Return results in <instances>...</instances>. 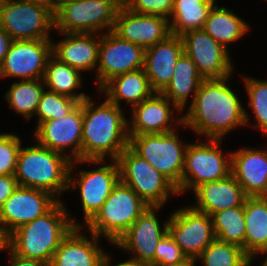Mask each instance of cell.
Wrapping results in <instances>:
<instances>
[{"label": "cell", "instance_id": "cell-19", "mask_svg": "<svg viewBox=\"0 0 267 266\" xmlns=\"http://www.w3.org/2000/svg\"><path fill=\"white\" fill-rule=\"evenodd\" d=\"M160 208L149 206L113 245L135 254L136 256L132 258L154 266L156 247L161 238L168 233V220L161 231L155 215L156 209Z\"/></svg>", "mask_w": 267, "mask_h": 266}, {"label": "cell", "instance_id": "cell-11", "mask_svg": "<svg viewBox=\"0 0 267 266\" xmlns=\"http://www.w3.org/2000/svg\"><path fill=\"white\" fill-rule=\"evenodd\" d=\"M104 160H76L72 161L69 172V189L79 188L82 208L84 210L85 223L87 224L100 210L103 203L111 194L113 188L120 181V170L117 160H112V164L102 166ZM90 162L101 164V167L83 171L79 170L78 182L71 176L75 163Z\"/></svg>", "mask_w": 267, "mask_h": 266}, {"label": "cell", "instance_id": "cell-17", "mask_svg": "<svg viewBox=\"0 0 267 266\" xmlns=\"http://www.w3.org/2000/svg\"><path fill=\"white\" fill-rule=\"evenodd\" d=\"M82 128L83 101L66 116L40 123L36 127L35 137L38 144L61 154L71 148L69 158L76 161L81 159Z\"/></svg>", "mask_w": 267, "mask_h": 266}, {"label": "cell", "instance_id": "cell-28", "mask_svg": "<svg viewBox=\"0 0 267 266\" xmlns=\"http://www.w3.org/2000/svg\"><path fill=\"white\" fill-rule=\"evenodd\" d=\"M203 80L194 62L187 54L183 53L175 65L170 83L161 93L182 111L187 105L191 92H194L192 102L194 101L199 85Z\"/></svg>", "mask_w": 267, "mask_h": 266}, {"label": "cell", "instance_id": "cell-9", "mask_svg": "<svg viewBox=\"0 0 267 266\" xmlns=\"http://www.w3.org/2000/svg\"><path fill=\"white\" fill-rule=\"evenodd\" d=\"M0 27L13 40H52L54 10L48 5L20 0H1Z\"/></svg>", "mask_w": 267, "mask_h": 266}, {"label": "cell", "instance_id": "cell-7", "mask_svg": "<svg viewBox=\"0 0 267 266\" xmlns=\"http://www.w3.org/2000/svg\"><path fill=\"white\" fill-rule=\"evenodd\" d=\"M176 134L174 130L162 134L128 136L129 147L178 188L182 182L188 144H182Z\"/></svg>", "mask_w": 267, "mask_h": 266}, {"label": "cell", "instance_id": "cell-48", "mask_svg": "<svg viewBox=\"0 0 267 266\" xmlns=\"http://www.w3.org/2000/svg\"><path fill=\"white\" fill-rule=\"evenodd\" d=\"M265 253L267 254V252H265ZM262 266H267V256H266V258H265V260H264Z\"/></svg>", "mask_w": 267, "mask_h": 266}, {"label": "cell", "instance_id": "cell-22", "mask_svg": "<svg viewBox=\"0 0 267 266\" xmlns=\"http://www.w3.org/2000/svg\"><path fill=\"white\" fill-rule=\"evenodd\" d=\"M231 174L247 196H267V151L245 147L231 153Z\"/></svg>", "mask_w": 267, "mask_h": 266}, {"label": "cell", "instance_id": "cell-1", "mask_svg": "<svg viewBox=\"0 0 267 266\" xmlns=\"http://www.w3.org/2000/svg\"><path fill=\"white\" fill-rule=\"evenodd\" d=\"M228 78L204 79L188 112L176 122L209 139L219 140L235 127L248 124V114L227 85Z\"/></svg>", "mask_w": 267, "mask_h": 266}, {"label": "cell", "instance_id": "cell-38", "mask_svg": "<svg viewBox=\"0 0 267 266\" xmlns=\"http://www.w3.org/2000/svg\"><path fill=\"white\" fill-rule=\"evenodd\" d=\"M186 258L180 246L169 233H166L156 247L154 266H172L181 263Z\"/></svg>", "mask_w": 267, "mask_h": 266}, {"label": "cell", "instance_id": "cell-39", "mask_svg": "<svg viewBox=\"0 0 267 266\" xmlns=\"http://www.w3.org/2000/svg\"><path fill=\"white\" fill-rule=\"evenodd\" d=\"M175 0H122L130 11L139 14L158 15L168 19L174 8Z\"/></svg>", "mask_w": 267, "mask_h": 266}, {"label": "cell", "instance_id": "cell-2", "mask_svg": "<svg viewBox=\"0 0 267 266\" xmlns=\"http://www.w3.org/2000/svg\"><path fill=\"white\" fill-rule=\"evenodd\" d=\"M90 97L83 100L81 159L117 160L129 146L128 121L120 107L105 99L96 108Z\"/></svg>", "mask_w": 267, "mask_h": 266}, {"label": "cell", "instance_id": "cell-15", "mask_svg": "<svg viewBox=\"0 0 267 266\" xmlns=\"http://www.w3.org/2000/svg\"><path fill=\"white\" fill-rule=\"evenodd\" d=\"M183 51L196 65L203 79L230 77L233 65L228 49L215 41L203 29L191 30L180 35Z\"/></svg>", "mask_w": 267, "mask_h": 266}, {"label": "cell", "instance_id": "cell-14", "mask_svg": "<svg viewBox=\"0 0 267 266\" xmlns=\"http://www.w3.org/2000/svg\"><path fill=\"white\" fill-rule=\"evenodd\" d=\"M59 201L47 191L18 186L0 207V227L8 237L20 226L45 215Z\"/></svg>", "mask_w": 267, "mask_h": 266}, {"label": "cell", "instance_id": "cell-27", "mask_svg": "<svg viewBox=\"0 0 267 266\" xmlns=\"http://www.w3.org/2000/svg\"><path fill=\"white\" fill-rule=\"evenodd\" d=\"M99 91L105 92L107 99L118 107L123 100L133 107L154 93L144 68L115 76Z\"/></svg>", "mask_w": 267, "mask_h": 266}, {"label": "cell", "instance_id": "cell-31", "mask_svg": "<svg viewBox=\"0 0 267 266\" xmlns=\"http://www.w3.org/2000/svg\"><path fill=\"white\" fill-rule=\"evenodd\" d=\"M81 78L79 70L60 62L53 55L48 58L43 77L44 84L49 87L48 90L71 97L80 103L89 97L84 93L74 91L82 86Z\"/></svg>", "mask_w": 267, "mask_h": 266}, {"label": "cell", "instance_id": "cell-4", "mask_svg": "<svg viewBox=\"0 0 267 266\" xmlns=\"http://www.w3.org/2000/svg\"><path fill=\"white\" fill-rule=\"evenodd\" d=\"M72 160L69 155L52 151L40 144L20 148L14 177L19 186L60 195L69 187Z\"/></svg>", "mask_w": 267, "mask_h": 266}, {"label": "cell", "instance_id": "cell-21", "mask_svg": "<svg viewBox=\"0 0 267 266\" xmlns=\"http://www.w3.org/2000/svg\"><path fill=\"white\" fill-rule=\"evenodd\" d=\"M183 53L182 39L174 34L145 49L144 70L154 92L161 93L170 83L175 65Z\"/></svg>", "mask_w": 267, "mask_h": 266}, {"label": "cell", "instance_id": "cell-23", "mask_svg": "<svg viewBox=\"0 0 267 266\" xmlns=\"http://www.w3.org/2000/svg\"><path fill=\"white\" fill-rule=\"evenodd\" d=\"M83 227H73L62 239L50 266H102L105 252L98 247L99 237L91 233L92 241L80 233Z\"/></svg>", "mask_w": 267, "mask_h": 266}, {"label": "cell", "instance_id": "cell-20", "mask_svg": "<svg viewBox=\"0 0 267 266\" xmlns=\"http://www.w3.org/2000/svg\"><path fill=\"white\" fill-rule=\"evenodd\" d=\"M170 104L181 110L162 93L154 92L140 104L133 106L132 121L128 122V135L162 134L174 131L170 127L172 116ZM171 111V112H170ZM131 125V126H130Z\"/></svg>", "mask_w": 267, "mask_h": 266}, {"label": "cell", "instance_id": "cell-46", "mask_svg": "<svg viewBox=\"0 0 267 266\" xmlns=\"http://www.w3.org/2000/svg\"><path fill=\"white\" fill-rule=\"evenodd\" d=\"M20 1L39 3L42 5H48L54 10L53 0H20Z\"/></svg>", "mask_w": 267, "mask_h": 266}, {"label": "cell", "instance_id": "cell-13", "mask_svg": "<svg viewBox=\"0 0 267 266\" xmlns=\"http://www.w3.org/2000/svg\"><path fill=\"white\" fill-rule=\"evenodd\" d=\"M145 49L119 38L112 31L102 34L98 55L97 81L100 90L115 76L144 68Z\"/></svg>", "mask_w": 267, "mask_h": 266}, {"label": "cell", "instance_id": "cell-36", "mask_svg": "<svg viewBox=\"0 0 267 266\" xmlns=\"http://www.w3.org/2000/svg\"><path fill=\"white\" fill-rule=\"evenodd\" d=\"M244 81L249 96V106L257 120V124L253 127L261 129L267 135V80L245 77Z\"/></svg>", "mask_w": 267, "mask_h": 266}, {"label": "cell", "instance_id": "cell-49", "mask_svg": "<svg viewBox=\"0 0 267 266\" xmlns=\"http://www.w3.org/2000/svg\"><path fill=\"white\" fill-rule=\"evenodd\" d=\"M0 77L2 78V74H1V63H0Z\"/></svg>", "mask_w": 267, "mask_h": 266}, {"label": "cell", "instance_id": "cell-32", "mask_svg": "<svg viewBox=\"0 0 267 266\" xmlns=\"http://www.w3.org/2000/svg\"><path fill=\"white\" fill-rule=\"evenodd\" d=\"M43 83V79L14 82L5 95L10 107L27 119L31 118L36 114L43 90L46 88Z\"/></svg>", "mask_w": 267, "mask_h": 266}, {"label": "cell", "instance_id": "cell-35", "mask_svg": "<svg viewBox=\"0 0 267 266\" xmlns=\"http://www.w3.org/2000/svg\"><path fill=\"white\" fill-rule=\"evenodd\" d=\"M78 104L79 102L71 97L44 89L35 114L39 117L37 126L44 121L66 116Z\"/></svg>", "mask_w": 267, "mask_h": 266}, {"label": "cell", "instance_id": "cell-37", "mask_svg": "<svg viewBox=\"0 0 267 266\" xmlns=\"http://www.w3.org/2000/svg\"><path fill=\"white\" fill-rule=\"evenodd\" d=\"M20 148L17 135L0 134V175H14Z\"/></svg>", "mask_w": 267, "mask_h": 266}, {"label": "cell", "instance_id": "cell-29", "mask_svg": "<svg viewBox=\"0 0 267 266\" xmlns=\"http://www.w3.org/2000/svg\"><path fill=\"white\" fill-rule=\"evenodd\" d=\"M250 27L241 18L224 7L213 5L203 30L227 49V44L244 36Z\"/></svg>", "mask_w": 267, "mask_h": 266}, {"label": "cell", "instance_id": "cell-40", "mask_svg": "<svg viewBox=\"0 0 267 266\" xmlns=\"http://www.w3.org/2000/svg\"><path fill=\"white\" fill-rule=\"evenodd\" d=\"M18 186L17 179L14 175H0V207Z\"/></svg>", "mask_w": 267, "mask_h": 266}, {"label": "cell", "instance_id": "cell-3", "mask_svg": "<svg viewBox=\"0 0 267 266\" xmlns=\"http://www.w3.org/2000/svg\"><path fill=\"white\" fill-rule=\"evenodd\" d=\"M59 201L42 217L24 224L7 237V249L15 254L50 266L62 239L73 227H83L69 217Z\"/></svg>", "mask_w": 267, "mask_h": 266}, {"label": "cell", "instance_id": "cell-8", "mask_svg": "<svg viewBox=\"0 0 267 266\" xmlns=\"http://www.w3.org/2000/svg\"><path fill=\"white\" fill-rule=\"evenodd\" d=\"M120 181L131 187L149 206L162 207L177 188L147 160L141 158L129 146L117 159Z\"/></svg>", "mask_w": 267, "mask_h": 266}, {"label": "cell", "instance_id": "cell-26", "mask_svg": "<svg viewBox=\"0 0 267 266\" xmlns=\"http://www.w3.org/2000/svg\"><path fill=\"white\" fill-rule=\"evenodd\" d=\"M245 253L254 259L267 251V196H247L244 202Z\"/></svg>", "mask_w": 267, "mask_h": 266}, {"label": "cell", "instance_id": "cell-30", "mask_svg": "<svg viewBox=\"0 0 267 266\" xmlns=\"http://www.w3.org/2000/svg\"><path fill=\"white\" fill-rule=\"evenodd\" d=\"M215 0H175L169 19L171 34L182 35L187 31L203 29Z\"/></svg>", "mask_w": 267, "mask_h": 266}, {"label": "cell", "instance_id": "cell-43", "mask_svg": "<svg viewBox=\"0 0 267 266\" xmlns=\"http://www.w3.org/2000/svg\"><path fill=\"white\" fill-rule=\"evenodd\" d=\"M110 257L108 254H105L103 265L102 266H110ZM115 266H151L149 263L139 261L137 259L131 258L127 261L121 262Z\"/></svg>", "mask_w": 267, "mask_h": 266}, {"label": "cell", "instance_id": "cell-5", "mask_svg": "<svg viewBox=\"0 0 267 266\" xmlns=\"http://www.w3.org/2000/svg\"><path fill=\"white\" fill-rule=\"evenodd\" d=\"M148 207L131 187L119 181L86 225L91 233L104 235L115 244Z\"/></svg>", "mask_w": 267, "mask_h": 266}, {"label": "cell", "instance_id": "cell-25", "mask_svg": "<svg viewBox=\"0 0 267 266\" xmlns=\"http://www.w3.org/2000/svg\"><path fill=\"white\" fill-rule=\"evenodd\" d=\"M65 38L59 43H52V55L60 62L77 70L97 69L100 36L96 33H62Z\"/></svg>", "mask_w": 267, "mask_h": 266}, {"label": "cell", "instance_id": "cell-6", "mask_svg": "<svg viewBox=\"0 0 267 266\" xmlns=\"http://www.w3.org/2000/svg\"><path fill=\"white\" fill-rule=\"evenodd\" d=\"M122 0H79L61 3L54 10V28L60 33L112 31Z\"/></svg>", "mask_w": 267, "mask_h": 266}, {"label": "cell", "instance_id": "cell-10", "mask_svg": "<svg viewBox=\"0 0 267 266\" xmlns=\"http://www.w3.org/2000/svg\"><path fill=\"white\" fill-rule=\"evenodd\" d=\"M220 144L219 139H208V142L202 144H188L178 194L189 188L194 191L199 185L221 180L231 174V153L227 158L219 149Z\"/></svg>", "mask_w": 267, "mask_h": 266}, {"label": "cell", "instance_id": "cell-47", "mask_svg": "<svg viewBox=\"0 0 267 266\" xmlns=\"http://www.w3.org/2000/svg\"><path fill=\"white\" fill-rule=\"evenodd\" d=\"M69 1H79V0H53V6L54 10L61 4V3H66Z\"/></svg>", "mask_w": 267, "mask_h": 266}, {"label": "cell", "instance_id": "cell-44", "mask_svg": "<svg viewBox=\"0 0 267 266\" xmlns=\"http://www.w3.org/2000/svg\"><path fill=\"white\" fill-rule=\"evenodd\" d=\"M198 261V259L196 258H186L185 260H183L181 263L172 265V266H195L196 262Z\"/></svg>", "mask_w": 267, "mask_h": 266}, {"label": "cell", "instance_id": "cell-33", "mask_svg": "<svg viewBox=\"0 0 267 266\" xmlns=\"http://www.w3.org/2000/svg\"><path fill=\"white\" fill-rule=\"evenodd\" d=\"M212 219L216 238L239 245L245 252L244 204L216 212Z\"/></svg>", "mask_w": 267, "mask_h": 266}, {"label": "cell", "instance_id": "cell-12", "mask_svg": "<svg viewBox=\"0 0 267 266\" xmlns=\"http://www.w3.org/2000/svg\"><path fill=\"white\" fill-rule=\"evenodd\" d=\"M168 219L167 231L187 258H197L216 238L212 216L192 206L176 210Z\"/></svg>", "mask_w": 267, "mask_h": 266}, {"label": "cell", "instance_id": "cell-34", "mask_svg": "<svg viewBox=\"0 0 267 266\" xmlns=\"http://www.w3.org/2000/svg\"><path fill=\"white\" fill-rule=\"evenodd\" d=\"M202 260L204 266H246L252 259L243 248L215 238L196 258Z\"/></svg>", "mask_w": 267, "mask_h": 266}, {"label": "cell", "instance_id": "cell-18", "mask_svg": "<svg viewBox=\"0 0 267 266\" xmlns=\"http://www.w3.org/2000/svg\"><path fill=\"white\" fill-rule=\"evenodd\" d=\"M112 32L119 38L147 49L171 35L169 19L139 14L123 4L118 9Z\"/></svg>", "mask_w": 267, "mask_h": 266}, {"label": "cell", "instance_id": "cell-24", "mask_svg": "<svg viewBox=\"0 0 267 266\" xmlns=\"http://www.w3.org/2000/svg\"><path fill=\"white\" fill-rule=\"evenodd\" d=\"M193 193L197 205L192 207L210 216L225 209L242 206L247 197L232 174L221 180L199 185Z\"/></svg>", "mask_w": 267, "mask_h": 266}, {"label": "cell", "instance_id": "cell-45", "mask_svg": "<svg viewBox=\"0 0 267 266\" xmlns=\"http://www.w3.org/2000/svg\"><path fill=\"white\" fill-rule=\"evenodd\" d=\"M7 248V236L0 227V251Z\"/></svg>", "mask_w": 267, "mask_h": 266}, {"label": "cell", "instance_id": "cell-42", "mask_svg": "<svg viewBox=\"0 0 267 266\" xmlns=\"http://www.w3.org/2000/svg\"><path fill=\"white\" fill-rule=\"evenodd\" d=\"M12 41V37L2 27H0V63L4 61Z\"/></svg>", "mask_w": 267, "mask_h": 266}, {"label": "cell", "instance_id": "cell-16", "mask_svg": "<svg viewBox=\"0 0 267 266\" xmlns=\"http://www.w3.org/2000/svg\"><path fill=\"white\" fill-rule=\"evenodd\" d=\"M51 55V40H13L1 63L2 78L43 79Z\"/></svg>", "mask_w": 267, "mask_h": 266}, {"label": "cell", "instance_id": "cell-41", "mask_svg": "<svg viewBox=\"0 0 267 266\" xmlns=\"http://www.w3.org/2000/svg\"><path fill=\"white\" fill-rule=\"evenodd\" d=\"M10 255L11 262L9 266H47L46 264L40 261L21 257L15 254L12 250Z\"/></svg>", "mask_w": 267, "mask_h": 266}]
</instances>
